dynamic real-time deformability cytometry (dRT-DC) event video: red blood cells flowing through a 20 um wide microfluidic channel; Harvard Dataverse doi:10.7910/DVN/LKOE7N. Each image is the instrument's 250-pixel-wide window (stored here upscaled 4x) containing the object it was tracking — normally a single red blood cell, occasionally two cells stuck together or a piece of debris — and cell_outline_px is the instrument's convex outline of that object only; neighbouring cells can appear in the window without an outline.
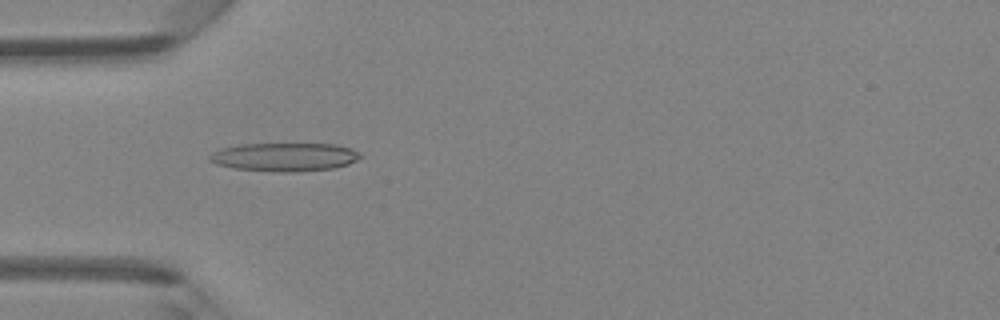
{"species": "Egyptian fruit bat (a non-hibernating species)", "species_latin": "Rousettus aegyptiacus", "temperature_condition": "room temperature", "stored_images_in_passage": 46, "camera_frame_rate_fps": 3000, "um_per_image_px": 0.085, "animal": {"sex": "female"}, "frame": {"image": 1, "passage_image": 14, "time_ms": 4.333, "image_size_px": [1000, 320], "cell_outline_px": [[364, 156], [348, 164], [336, 168], [296, 172], [280, 172], [232, 168], [216, 164], [208, 160], [208, 156], [212, 152], [220, 148], [240, 144], [336, 144], [352, 148], [360, 152]], "centroid_in_image_um": [24.2, 13.34], "position_along_channel_um": 60.8, "area_um2": 25.32}}
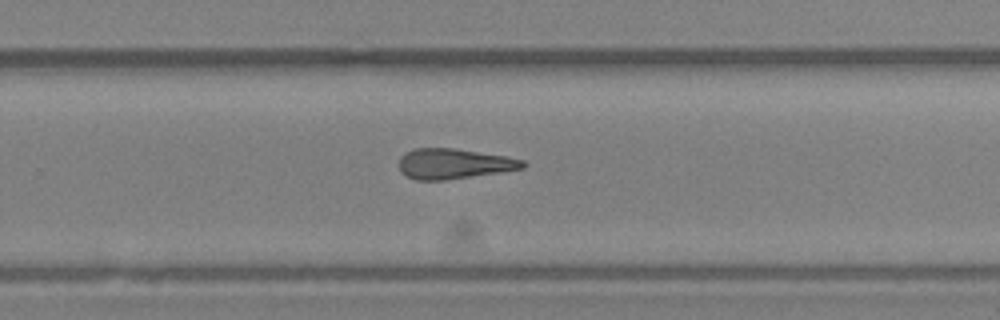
{"frame": {"image": 2, "passage_image": 30, "time_ms": 9.667, "image_size_px": [1000, 320], "cell_outline_px": [[528, 164], [524, 168], [500, 172], [444, 180], [416, 180], [400, 172], [400, 156], [404, 152], [412, 148], [456, 148], [508, 156], [524, 160]], "centroid_in_image_um": [38.59, 13.9], "position_along_channel_um": 291.2, "area_um2": 22.02}}
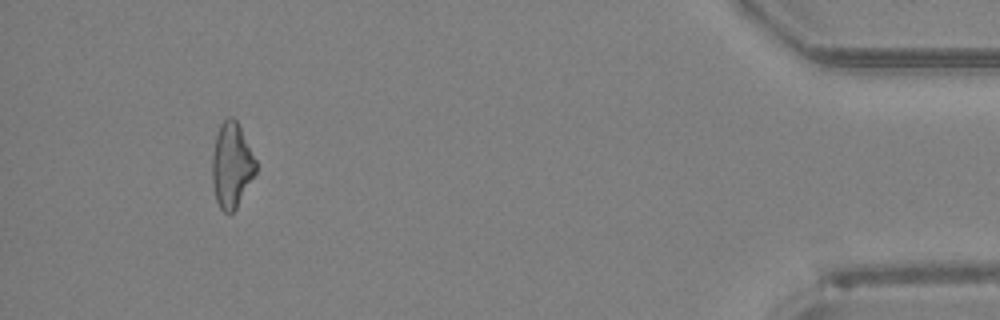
{"frame": {"image": 3, "passage_image": 43, "time_ms": 14.0, "image_size_px": [1000, 320], "cell_outline_px": [[256, 172], [236, 208], [232, 212], [224, 212], [220, 208], [216, 200], [212, 184], [212, 156], [216, 136], [220, 124], [228, 116], [232, 116], [236, 120], [256, 160]], "centroid_in_image_um": [19.67, 14.04], "position_along_channel_um": 415.5, "area_um2": 21.39}, "authors_computed_cell_mechanics": {"area_um2": 22.9466, "velocity_mm_per_s": 4.37, "shape_relaxation_time_tau1_ms": null, "shape_relaxation_time_tau2_ms": 1.7788, "deformation_change_tau1": null, "deformation_change_tau2": 0.1357}}